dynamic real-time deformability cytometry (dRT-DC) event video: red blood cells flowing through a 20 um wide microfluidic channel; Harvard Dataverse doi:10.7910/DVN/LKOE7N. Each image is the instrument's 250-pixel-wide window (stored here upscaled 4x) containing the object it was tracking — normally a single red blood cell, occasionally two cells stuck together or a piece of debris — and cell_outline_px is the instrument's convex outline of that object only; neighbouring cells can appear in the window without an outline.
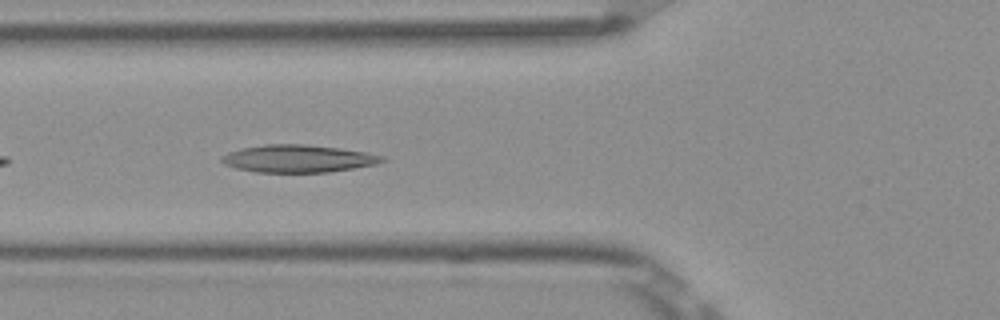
{"species": "Egyptian fruit bat (a non-hibernating species)", "species_latin": "Rousettus aegyptiacus", "temperature_condition": "room temperature", "stored_images_in_passage": 5, "camera_frame_rate_fps": 3000, "um_per_image_px": 0.085, "frame": {"image": 1, "passage_image": 4, "time_ms": 1.0, "image_size_px": [1000, 320], "cell_outline_px": [[388, 160], [376, 164], [328, 172], [256, 172], [236, 168], [224, 164], [220, 160], [220, 156], [228, 152], [240, 148], [264, 144], [304, 144], [340, 148], [368, 152], [384, 156]], "centroid_in_image_um": [25.33, 13.47], "position_along_channel_um": 100.5, "area_um2": 25.89}}
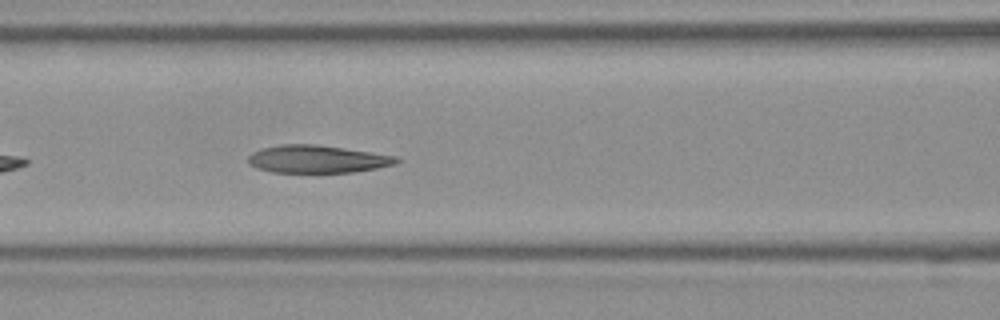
{"frame": {"image": 2, "passage_image": 5, "time_ms": 1.333, "image_size_px": [1000, 320], "cell_outline_px": [[404, 160], [396, 164], [376, 168], [352, 172], [272, 172], [256, 168], [248, 164], [248, 156], [252, 152], [260, 148], [280, 144], [316, 144], [344, 148], [396, 156]], "centroid_in_image_um": [26.95, 13.52], "position_along_channel_um": 139.6, "area_um2": 24.04}}